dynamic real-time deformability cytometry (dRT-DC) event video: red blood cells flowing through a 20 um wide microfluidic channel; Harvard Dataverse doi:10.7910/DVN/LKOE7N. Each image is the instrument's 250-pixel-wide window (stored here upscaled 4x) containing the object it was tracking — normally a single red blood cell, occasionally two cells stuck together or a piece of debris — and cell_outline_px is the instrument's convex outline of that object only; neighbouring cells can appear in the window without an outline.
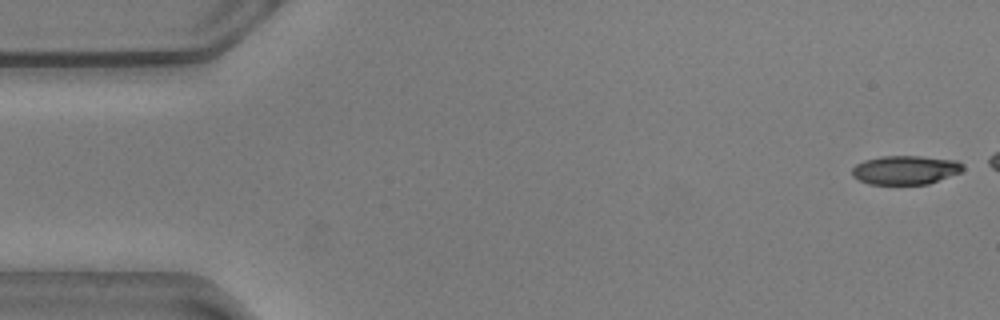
{"species": "common noctule bat (a hibernating species)", "species_latin": "Nyctalus noctula", "temperature_condition": "warm", "stored_images_in_passage": 45, "camera_frame_rate_fps": 3000, "um_per_image_px": 0.085, "animal": {"sex": "male", "body_mass_g": 20.5, "forearm_length_mm": 52.5}, "frame": {"image": 1, "passage_image": 1, "time_ms": 0.0, "image_size_px": [1000, 320], "cell_outline_px": [[964, 168], [960, 172], [928, 184], [868, 184], [852, 176], [852, 168], [856, 164], [864, 160], [880, 156], [920, 156], [956, 160], [964, 164]], "centroid_in_image_um": [76.95, 14.44], "position_along_channel_um": 8.1, "area_um2": 18.67}}
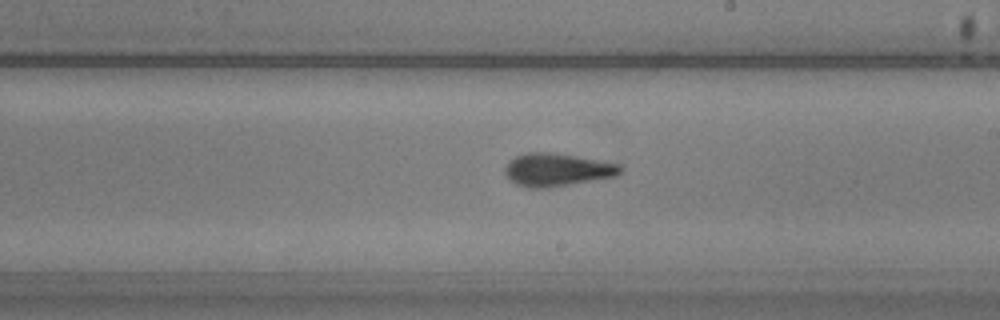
{"frame": {"image": 2, "passage_image": 31, "time_ms": 10.0, "image_size_px": [1000, 320], "cell_outline_px": [[624, 168], [616, 176], [544, 188], [528, 188], [516, 184], [504, 172], [504, 168], [508, 160], [516, 156], [528, 152], [552, 152], [620, 164]], "centroid_in_image_um": [47.32, 14.42], "position_along_channel_um": 241.7, "area_um2": 21.91}}
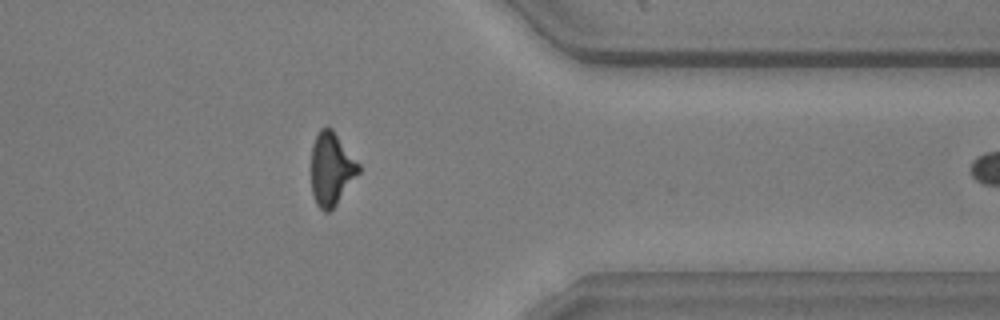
{"frame": {"image": 3, "passage_image": 44, "time_ms": 14.333, "image_size_px": [1000, 320], "cell_outline_px": [[360, 172], [336, 204], [328, 212], [324, 212], [316, 204], [312, 192], [312, 144], [320, 128], [328, 124], [332, 128], [360, 164]], "centroid_in_image_um": [28.17, 14.32], "position_along_channel_um": 383.2, "area_um2": 20.17}}